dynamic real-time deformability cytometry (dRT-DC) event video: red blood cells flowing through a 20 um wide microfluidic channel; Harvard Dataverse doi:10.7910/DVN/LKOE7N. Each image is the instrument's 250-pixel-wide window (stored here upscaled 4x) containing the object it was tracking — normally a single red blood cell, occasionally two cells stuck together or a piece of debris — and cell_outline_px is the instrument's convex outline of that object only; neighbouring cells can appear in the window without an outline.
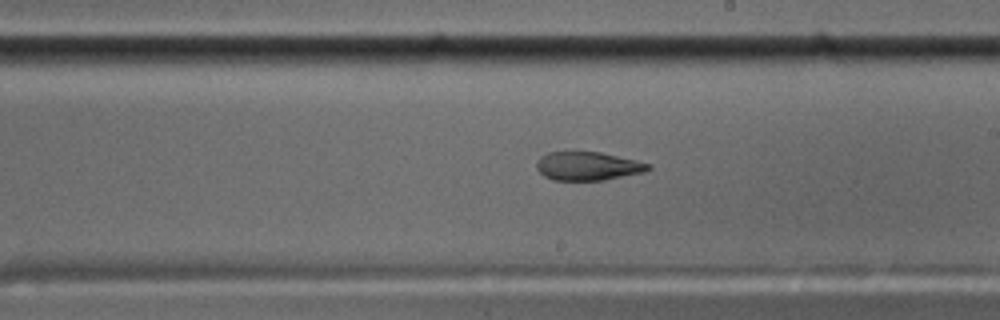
{"species": "common noctule bat (a hibernating species)", "species_latin": "Nyctalus noctula", "temperature_condition": "cold", "stored_images_in_passage": 54, "camera_frame_rate_fps": 3000, "um_per_image_px": 0.085, "animal": {"sex": "male", "body_mass_g": 17.5, "forearm_length_mm": 52.3}, "frame": {"image": 1, "passage_image": 30, "time_ms": 9.667, "image_size_px": [1000, 320], "cell_outline_px": [[652, 168], [644, 172], [604, 180], [552, 180], [544, 176], [536, 168], [536, 160], [540, 156], [548, 152], [600, 152], [636, 160], [652, 164]], "centroid_in_image_um": [49.96, 14.12], "position_along_channel_um": 239.0, "area_um2": 18.67}}
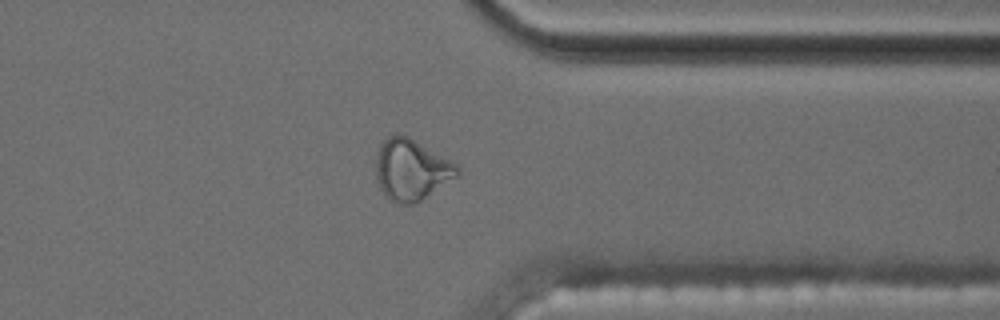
{"frame": {"image": 2, "passage_image": 42, "time_ms": 13.667, "image_size_px": [1000, 320], "cell_outline_px": [[460, 172], [456, 176], [420, 200], [412, 204], [400, 204], [392, 200], [380, 188], [376, 180], [376, 152], [380, 144], [388, 136], [396, 132], [400, 132], [408, 136], [456, 164], [460, 168]], "centroid_in_image_um": [34.91, 14.38], "position_along_channel_um": 376.5, "area_um2": 28.61}}
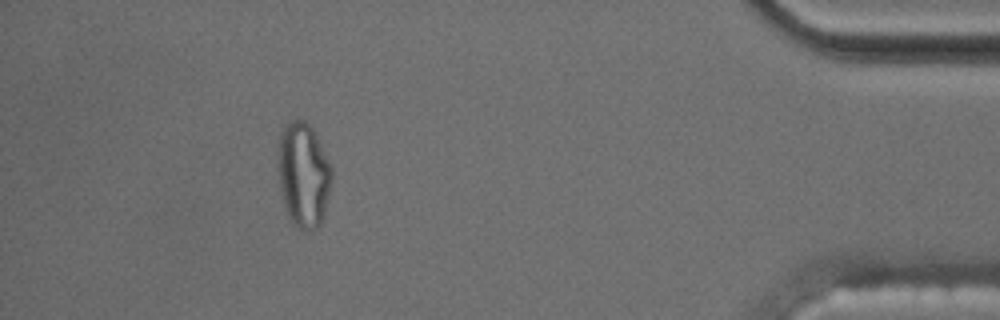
{"frame": {"image": 3, "passage_image": 49, "time_ms": 16.0, "image_size_px": [1000, 320], "cell_outline_px": [[332, 176], [324, 216], [320, 224], [316, 228], [300, 228], [292, 224], [284, 208], [280, 188], [276, 164], [276, 152], [280, 136], [284, 128], [292, 120], [304, 120], [316, 132], [332, 168]], "centroid_in_image_um": [25.77, 14.84], "position_along_channel_um": 409.4, "area_um2": 33.12}, "authors_computed_cell_mechanics": {"area_um2": 19.9121, "velocity_mm_per_s": 3.5202, "shape_relaxation_time_tau1_ms": null, "shape_relaxation_time_tau2_ms": 2.6004, "deformation_change_tau1": null, "deformation_change_tau2": 0.1002}}